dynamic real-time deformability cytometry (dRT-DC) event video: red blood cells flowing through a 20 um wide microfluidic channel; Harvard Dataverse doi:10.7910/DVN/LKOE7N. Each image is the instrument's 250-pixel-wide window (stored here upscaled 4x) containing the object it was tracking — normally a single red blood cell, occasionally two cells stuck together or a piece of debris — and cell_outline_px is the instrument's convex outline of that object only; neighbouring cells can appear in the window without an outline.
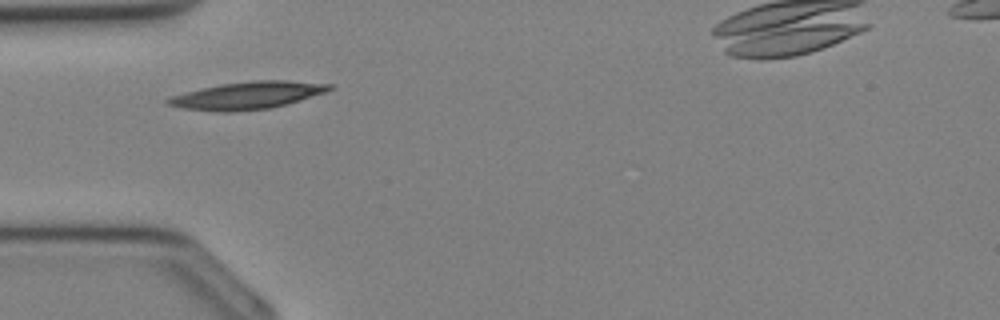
{"species": "Egyptian fruit bat (a non-hibernating species)", "species_latin": "Rousettus aegyptiacus", "temperature_condition": "cold", "stored_images_in_passage": 25, "camera_frame_rate_fps": 3000, "um_per_image_px": 0.085, "animal": {"sex": "female"}, "frame": {"image": 1, "passage_image": 2, "time_ms": 0.333, "image_size_px": [1000, 320], "cell_outline_px": [[336, 88], [328, 92], [288, 104], [268, 108], [232, 112], [216, 112], [184, 108], [164, 104], [164, 100], [172, 96], [184, 92], [220, 84], [252, 80], [288, 80], [332, 84]], "centroid_in_image_um": [21.07, 8.1], "position_along_channel_um": 63.9, "area_um2": 26.13}}
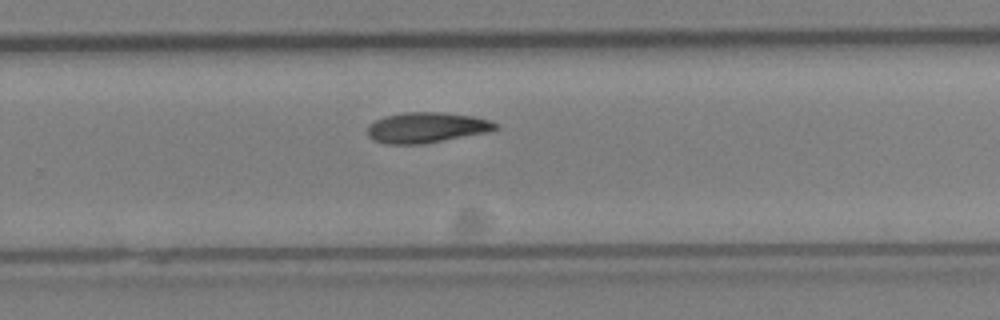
{"frame": {"image": 2, "passage_image": 14, "time_ms": 4.333, "image_size_px": [1000, 320], "cell_outline_px": [[500, 128], [488, 132], [424, 144], [384, 144], [372, 140], [368, 136], [368, 124], [384, 116], [404, 112], [440, 112], [472, 116], [488, 120], [496, 124]], "centroid_in_image_um": [36.22, 10.85], "position_along_channel_um": 293.6, "area_um2": 22.83}}
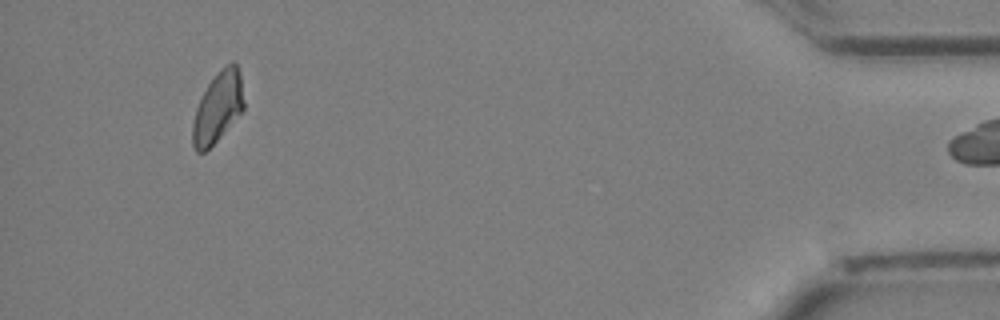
{"frame": {"image": 3, "passage_image": 24, "time_ms": 7.667, "image_size_px": [1000, 320], "cell_outline_px": [[244, 108], [220, 136], [204, 152], [196, 152], [192, 144], [192, 124], [196, 108], [208, 84], [216, 72], [224, 64], [232, 60], [236, 64], [240, 76], [244, 100]], "centroid_in_image_um": [18.5, 9.08], "position_along_channel_um": 416.7, "area_um2": 20.81}}